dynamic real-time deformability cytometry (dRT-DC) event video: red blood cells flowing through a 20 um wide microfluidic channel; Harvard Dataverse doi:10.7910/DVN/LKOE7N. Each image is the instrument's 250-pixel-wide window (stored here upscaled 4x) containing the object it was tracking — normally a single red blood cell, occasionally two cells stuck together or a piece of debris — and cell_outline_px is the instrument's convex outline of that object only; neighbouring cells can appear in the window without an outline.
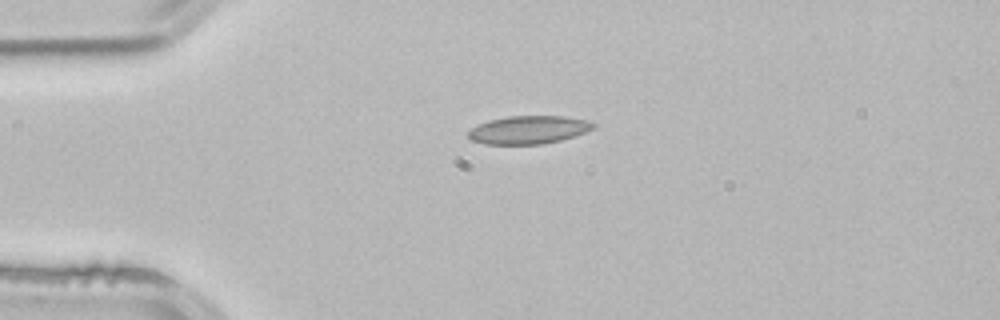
{"species": "common noctule bat (a hibernating species)", "species_latin": "Nyctalus noctula", "temperature_condition": "room temperature", "stored_images_in_passage": 5, "camera_frame_rate_fps": 3000, "um_per_image_px": 0.085, "animal": {"sex": "male", "body_mass_g": 21.5, "forearm_length_mm": 52.0}, "frame": {"image": 1, "passage_image": 1, "time_ms": 0.0, "image_size_px": [1000, 320], "cell_outline_px": [[596, 128], [560, 140], [540, 144], [484, 144], [472, 140], [468, 136], [468, 132], [472, 128], [488, 120], [508, 116], [564, 116], [588, 120], [596, 124]], "centroid_in_image_um": [44.94, 11.02], "position_along_channel_um": 40.1, "area_um2": 20.35}}